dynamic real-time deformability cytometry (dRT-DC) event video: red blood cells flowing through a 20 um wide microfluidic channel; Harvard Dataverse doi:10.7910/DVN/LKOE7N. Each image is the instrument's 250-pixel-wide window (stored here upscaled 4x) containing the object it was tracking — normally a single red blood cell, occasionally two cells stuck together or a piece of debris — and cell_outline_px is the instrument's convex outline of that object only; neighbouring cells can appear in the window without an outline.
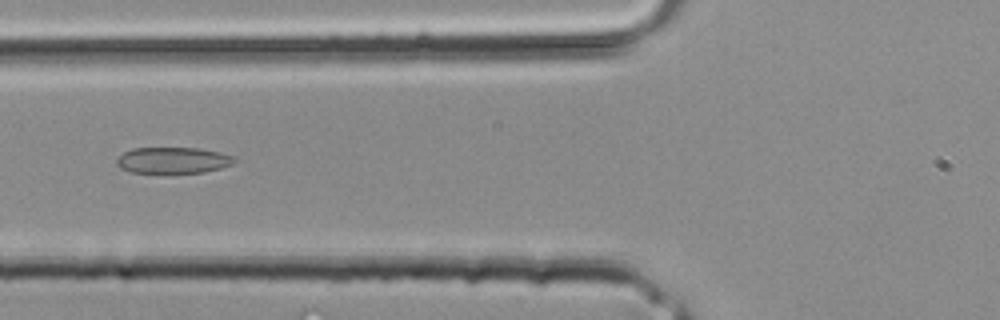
{"species": "common noctule bat (a hibernating species)", "species_latin": "Nyctalus noctula", "temperature_condition": "room temperature", "stored_images_in_passage": 36, "segment_of_instrument_passage": [2, 3], "camera_frame_rate_fps": 3000, "um_per_image_px": 0.085, "animal": {"sex": "male", "body_mass_g": 20.4}, "frame": {"image": 1, "passage_image": 14, "time_ms": 4.333, "image_size_px": [1000, 320], "cell_outline_px": [[236, 160], [232, 164], [220, 168], [204, 172], [164, 176], [132, 172], [120, 168], [116, 164], [116, 160], [124, 152], [132, 148], [200, 148], [220, 152], [236, 156]], "centroid_in_image_um": [14.7, 13.67], "position_along_channel_um": 111.1, "area_um2": 18.9}}
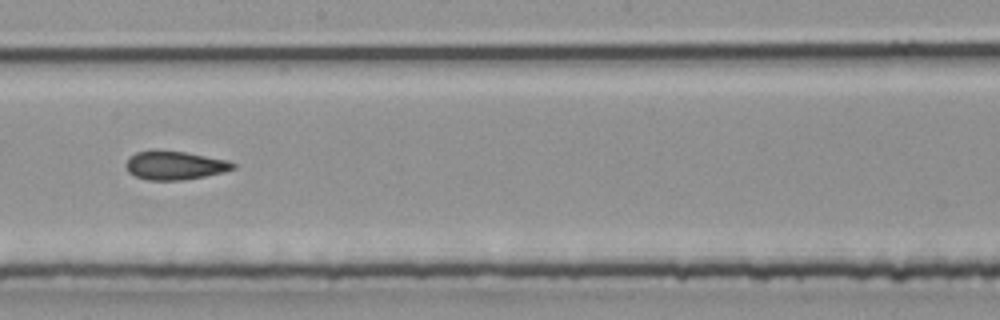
{"frame": {"image": 2, "passage_image": 20, "time_ms": 6.333, "image_size_px": [1000, 320], "cell_outline_px": [[236, 168], [224, 172], [184, 180], [148, 180], [136, 176], [128, 172], [124, 164], [128, 156], [136, 152], [152, 148], [184, 152], [228, 160], [236, 164]], "centroid_in_image_um": [14.8, 14.03], "position_along_channel_um": 233.4, "area_um2": 18.26}}
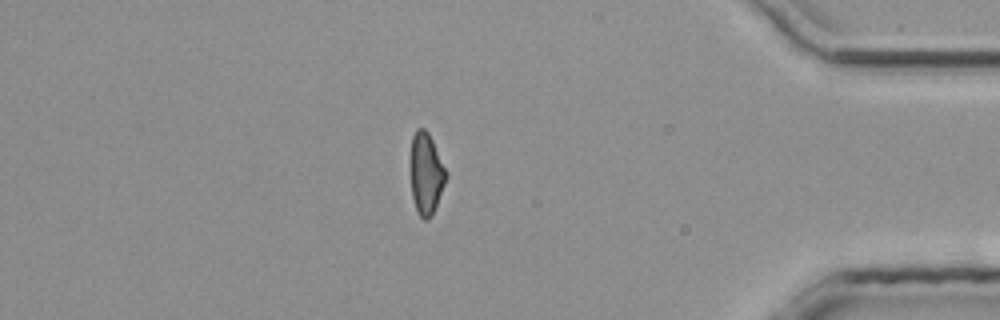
{"frame": {"image": 3, "passage_image": 30, "time_ms": 9.667, "image_size_px": [1000, 320], "cell_outline_px": [[448, 176], [432, 216], [428, 220], [424, 220], [420, 216], [416, 208], [412, 196], [412, 136], [416, 128], [424, 128], [428, 132], [448, 172]], "centroid_in_image_um": [36.26, 14.77], "position_along_channel_um": 398.9, "area_um2": 16.65}}